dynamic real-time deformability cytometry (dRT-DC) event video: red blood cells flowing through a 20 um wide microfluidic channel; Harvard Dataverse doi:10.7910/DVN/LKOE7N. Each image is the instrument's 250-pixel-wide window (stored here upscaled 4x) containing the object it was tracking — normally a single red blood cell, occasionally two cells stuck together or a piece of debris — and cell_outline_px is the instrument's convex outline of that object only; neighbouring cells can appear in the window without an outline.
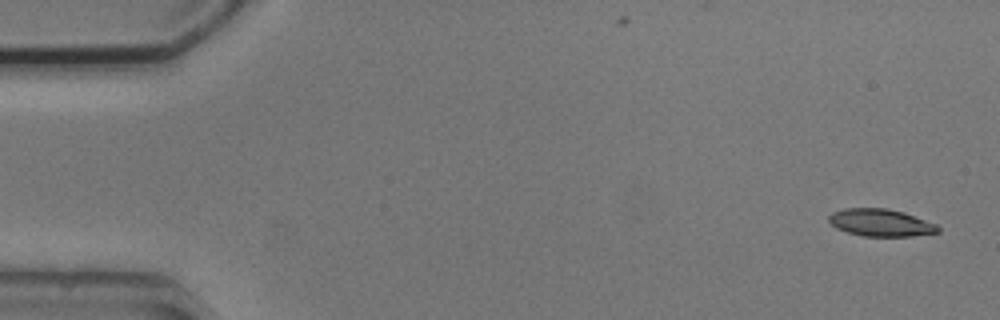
{"species": "common noctule bat (a hibernating species)", "species_latin": "Nyctalus noctula", "temperature_condition": "cold", "stored_images_in_passage": 5, "camera_frame_rate_fps": 3000, "um_per_image_px": 0.085, "animal": {"sex": "male", "body_mass_g": 20.5, "forearm_length_mm": 52.5}, "frame": {"image": 1, "passage_image": 1, "time_ms": 0.0, "image_size_px": [1000, 320], "cell_outline_px": [[940, 232], [912, 236], [864, 236], [848, 232], [836, 228], [828, 220], [828, 216], [832, 212], [844, 208], [888, 208], [904, 212], [936, 224], [940, 228]], "centroid_in_image_um": [74.86, 18.92], "position_along_channel_um": 10.1, "area_um2": 17.4}}
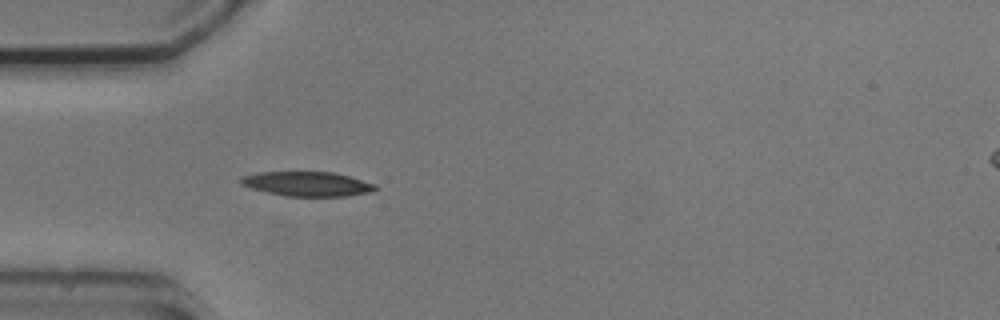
{"frame": {"image": 2, "passage_image": 5, "time_ms": 4.667, "image_size_px": [1000, 320], "cell_outline_px": [[380, 188], [372, 192], [344, 196], [284, 196], [252, 188], [240, 184], [240, 176], [256, 172], [332, 172], [348, 176], [376, 184]], "centroid_in_image_um": [26.12, 15.63], "position_along_channel_um": 58.9, "area_um2": 19.25}}